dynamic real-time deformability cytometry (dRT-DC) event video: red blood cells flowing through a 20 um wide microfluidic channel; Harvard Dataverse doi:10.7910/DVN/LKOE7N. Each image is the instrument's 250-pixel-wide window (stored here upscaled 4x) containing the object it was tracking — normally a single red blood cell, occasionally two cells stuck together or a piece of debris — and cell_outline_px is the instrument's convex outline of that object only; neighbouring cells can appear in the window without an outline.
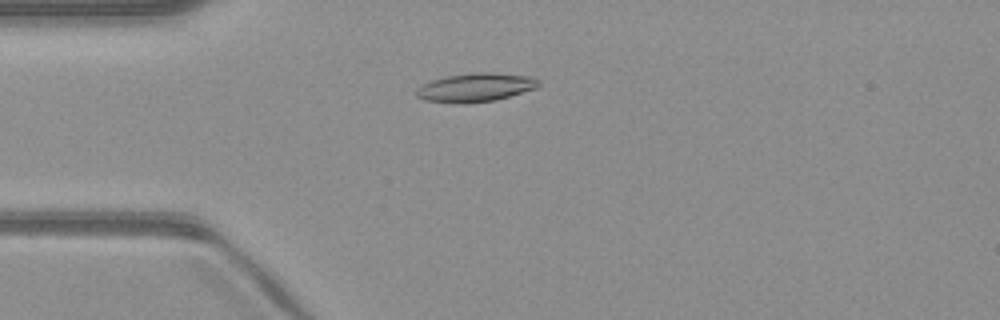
{"species": "common noctule bat (a hibernating species)", "species_latin": "Nyctalus noctula", "temperature_condition": "warm", "stored_images_in_passage": 44, "camera_frame_rate_fps": 3000, "um_per_image_px": 0.085, "animal": {"sex": "male", "body_mass_g": 23.1, "forearm_length_mm": 52.7}, "frame": {"image": 1, "passage_image": 6, "time_ms": 1.667, "image_size_px": [1000, 320], "cell_outline_px": [[540, 84], [536, 88], [496, 100], [464, 104], [456, 104], [424, 100], [416, 96], [416, 92], [424, 84], [432, 80], [444, 76], [476, 72], [496, 72], [532, 76], [540, 80]], "centroid_in_image_um": [40.45, 7.43], "position_along_channel_um": 44.5, "area_um2": 20.63}}
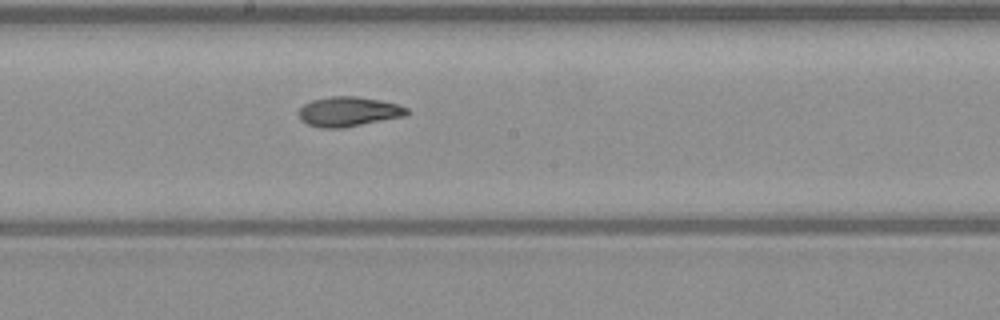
{"frame": {"image": 2, "passage_image": 20, "time_ms": 6.333, "image_size_px": [1000, 320], "cell_outline_px": [[412, 112], [408, 116], [344, 128], [320, 128], [308, 124], [300, 120], [296, 112], [304, 104], [312, 100], [332, 96], [356, 96], [380, 100], [396, 104], [408, 108]], "centroid_in_image_um": [29.65, 9.5], "position_along_channel_um": 218.6, "area_um2": 19.13}}
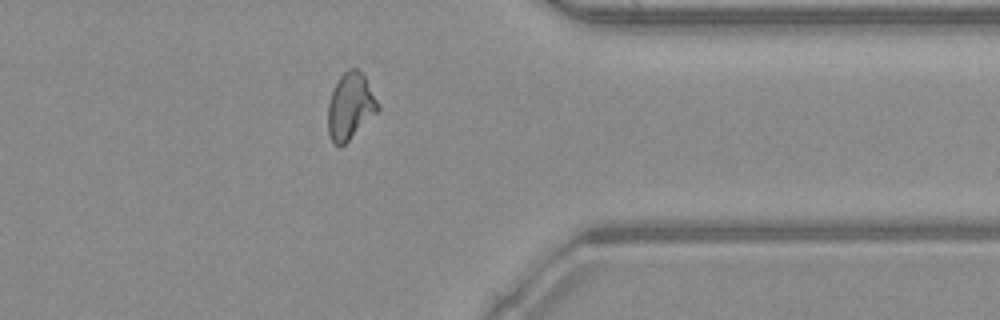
{"frame": {"image": 3, "passage_image": 33, "time_ms": 10.667, "image_size_px": [1000, 320], "cell_outline_px": [[380, 108], [340, 148], [332, 144], [328, 132], [328, 104], [332, 92], [340, 76], [348, 68], [356, 68], [364, 76], [380, 104]], "centroid_in_image_um": [29.76, 9.04], "position_along_channel_um": 381.6, "area_um2": 19.07}, "authors_computed_cell_mechanics": {"area_um2": 19.0451, "velocity_mm_per_s": 4.0621, "shape_relaxation_time_tau1_ms": 4.0426, "shape_relaxation_time_tau2_ms": 3.3723, "deformation_change_tau1": 0.1498, "deformation_change_tau2": 0.0987}}